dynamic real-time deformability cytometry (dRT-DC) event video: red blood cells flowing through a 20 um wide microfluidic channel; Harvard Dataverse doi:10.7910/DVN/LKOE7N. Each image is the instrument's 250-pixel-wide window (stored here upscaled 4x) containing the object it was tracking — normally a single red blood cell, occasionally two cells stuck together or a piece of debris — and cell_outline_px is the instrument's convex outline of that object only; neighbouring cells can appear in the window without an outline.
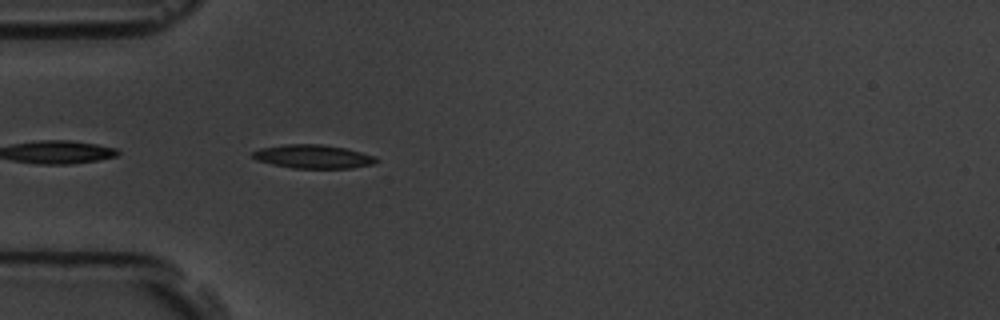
{"species": "common noctule bat (a hibernating species)", "species_latin": "Nyctalus noctula", "temperature_condition": "room temperature", "stored_images_in_passage": 6, "segment_of_instrument_passage": [2, 2], "camera_frame_rate_fps": 3000, "um_per_image_px": 0.085, "animal": {"sex": "male", "body_mass_g": 19.5, "forearm_length_mm": 54.6}, "frame": {"image": 1, "passage_image": 6, "time_ms": 5.667, "image_size_px": [1000, 320], "cell_outline_px": [[380, 160], [372, 164], [352, 168], [292, 168], [272, 164], [256, 160], [252, 156], [252, 152], [260, 148], [288, 144], [320, 144], [344, 148], [376, 156]], "centroid_in_image_um": [26.62, 13.31], "position_along_channel_um": 58.4, "area_um2": 16.94}}